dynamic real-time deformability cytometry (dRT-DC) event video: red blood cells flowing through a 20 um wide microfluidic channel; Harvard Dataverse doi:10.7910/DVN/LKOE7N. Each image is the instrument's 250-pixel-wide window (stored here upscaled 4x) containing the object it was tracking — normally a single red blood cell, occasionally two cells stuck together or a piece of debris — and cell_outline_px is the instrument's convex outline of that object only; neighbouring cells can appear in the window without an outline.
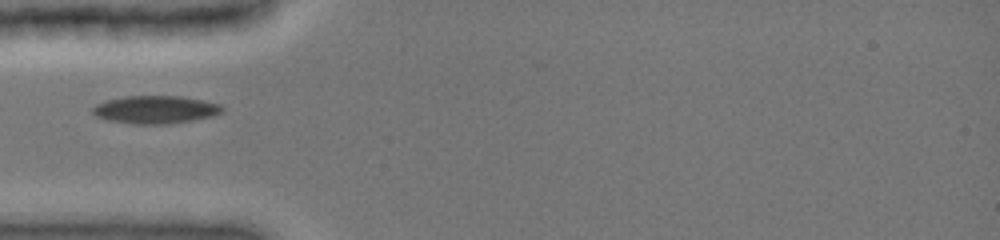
{"species": "common noctule bat (a hibernating species)", "species_latin": "Nyctalus noctula", "temperature_condition": "cold", "stored_images_in_passage": 46, "camera_frame_rate_fps": 3000, "um_per_image_px": 0.085, "animal": {"sex": "female", "body_mass_g": 19.0, "forearm_length_mm": 51.5}, "frame": {"image": 1, "passage_image": 1, "time_ms": 0.0, "image_size_px": [1000, 240], "cell_outline_px": [[224, 112], [216, 116], [192, 120], [164, 124], [132, 124], [108, 120], [96, 116], [92, 112], [92, 108], [96, 104], [108, 100], [124, 96], [180, 96], [220, 104], [224, 108]], "centroid_in_image_um": [13.23, 9.32], "position_along_channel_um": 71.8, "area_um2": 21.04}}
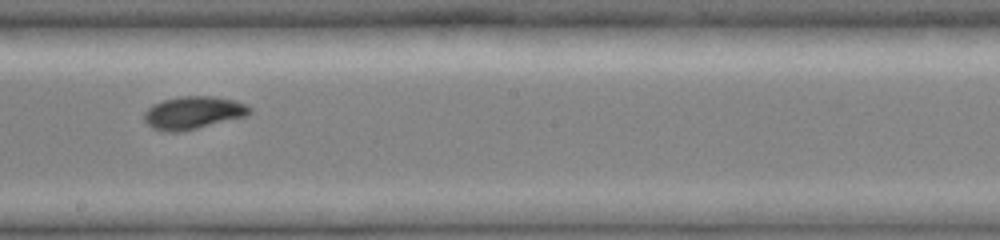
{"frame": {"image": 2, "passage_image": 23, "time_ms": 4.0, "image_size_px": [1000, 240], "cell_outline_px": [[252, 112], [244, 116], [180, 132], [164, 132], [152, 128], [144, 120], [144, 112], [152, 104], [164, 100], [180, 96], [212, 96], [236, 100], [252, 108]], "centroid_in_image_um": [16.39, 9.57], "position_along_channel_um": 231.8, "area_um2": 20.0}}
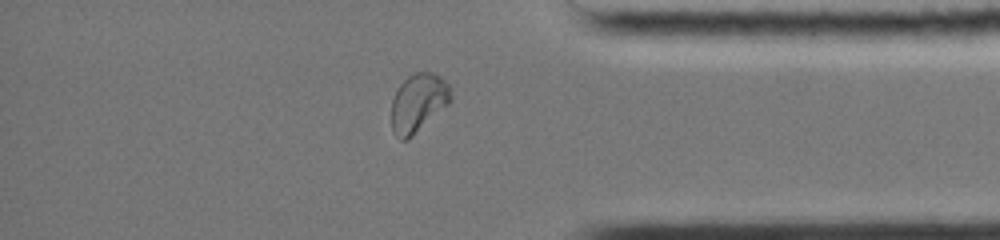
{"frame": {"image": 3, "passage_image": 40, "time_ms": 8.333, "image_size_px": [1000, 240], "cell_outline_px": [[452, 100], [448, 104], [408, 140], [400, 140], [396, 136], [392, 128], [392, 100], [400, 84], [408, 76], [416, 72], [432, 72], [440, 76], [448, 84], [452, 96]], "centroid_in_image_um": [35.55, 8.74], "position_along_channel_um": 399.6, "area_um2": 20.06}}